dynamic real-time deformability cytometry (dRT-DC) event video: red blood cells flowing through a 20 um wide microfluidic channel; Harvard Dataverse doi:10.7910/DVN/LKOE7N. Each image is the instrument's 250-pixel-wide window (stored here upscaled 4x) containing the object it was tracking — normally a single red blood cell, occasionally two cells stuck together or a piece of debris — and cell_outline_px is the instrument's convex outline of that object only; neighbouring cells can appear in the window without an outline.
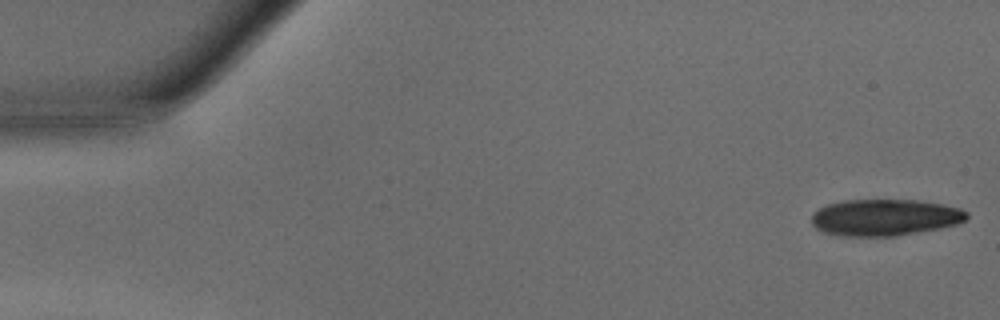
{"species": "common noctule bat (a hibernating species)", "species_latin": "Nyctalus noctula", "temperature_condition": "warm", "stored_images_in_passage": 16, "camera_frame_rate_fps": 3000, "um_per_image_px": 0.085, "animal": {"sex": "male", "body_mass_g": 15.6}, "frame": {"image": 1, "passage_image": 1, "time_ms": 0.0, "image_size_px": [1000, 320], "cell_outline_px": [[968, 216], [964, 220], [956, 224], [940, 228], [896, 236], [840, 236], [824, 232], [816, 228], [812, 224], [812, 212], [828, 204], [844, 200], [920, 200], [960, 208], [968, 212]], "centroid_in_image_um": [75.19, 18.48], "position_along_channel_um": 9.8, "area_um2": 33.06}}